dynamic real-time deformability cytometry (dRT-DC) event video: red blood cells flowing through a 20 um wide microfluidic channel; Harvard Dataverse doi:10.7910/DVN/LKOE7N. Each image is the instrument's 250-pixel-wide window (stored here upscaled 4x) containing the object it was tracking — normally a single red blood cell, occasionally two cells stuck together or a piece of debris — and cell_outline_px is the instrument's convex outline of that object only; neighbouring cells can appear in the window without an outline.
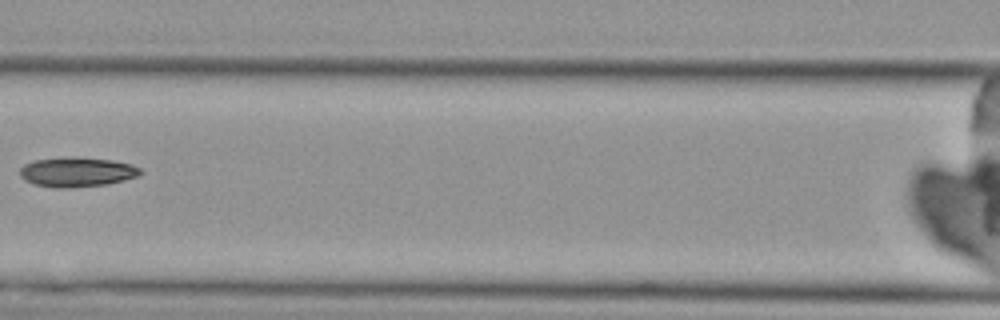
{"species": "Egyptian fruit bat (a non-hibernating species)", "species_latin": "Rousettus aegyptiacus", "temperature_condition": "cold", "stored_images_in_passage": 8, "camera_frame_rate_fps": 3000, "um_per_image_px": 0.085, "animal": {"sex": "female"}, "frame": {"image": 1, "passage_image": 7, "time_ms": 8.333, "image_size_px": [1000, 320], "cell_outline_px": [[144, 172], [136, 176], [124, 180], [108, 184], [68, 188], [56, 188], [36, 184], [24, 180], [20, 176], [20, 168], [24, 164], [36, 160], [112, 160], [132, 164], [140, 168]], "centroid_in_image_um": [6.57, 14.68], "position_along_channel_um": 160.0, "area_um2": 19.77}}